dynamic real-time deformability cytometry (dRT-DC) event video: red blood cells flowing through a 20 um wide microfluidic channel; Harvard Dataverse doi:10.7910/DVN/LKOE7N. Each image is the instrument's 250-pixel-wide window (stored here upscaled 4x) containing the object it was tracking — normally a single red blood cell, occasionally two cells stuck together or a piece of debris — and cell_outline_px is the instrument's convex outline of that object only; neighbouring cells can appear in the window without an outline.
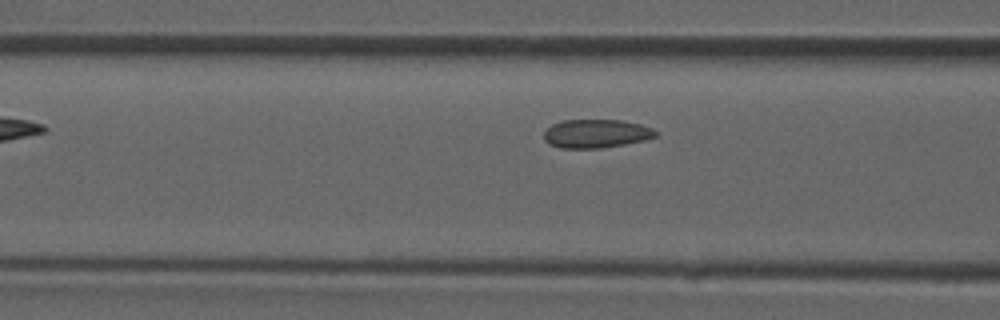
{"species": "common noctule bat (a hibernating species)", "species_latin": "Nyctalus noctula", "temperature_condition": "room temperature", "stored_images_in_passage": 34, "camera_frame_rate_fps": 3000, "um_per_image_px": 0.085, "animal": {"sex": "male", "forearm_length_mm": 52.5}, "frame": {"image": 1, "passage_image": 6, "time_ms": 1.667, "image_size_px": [1000, 320], "cell_outline_px": [[656, 136], [644, 140], [624, 144], [600, 148], [560, 148], [548, 144], [544, 140], [544, 132], [552, 124], [564, 120], [620, 120], [640, 124], [652, 128], [656, 132]], "centroid_in_image_um": [50.63, 11.36], "position_along_channel_um": 116.0, "area_um2": 18.5}}
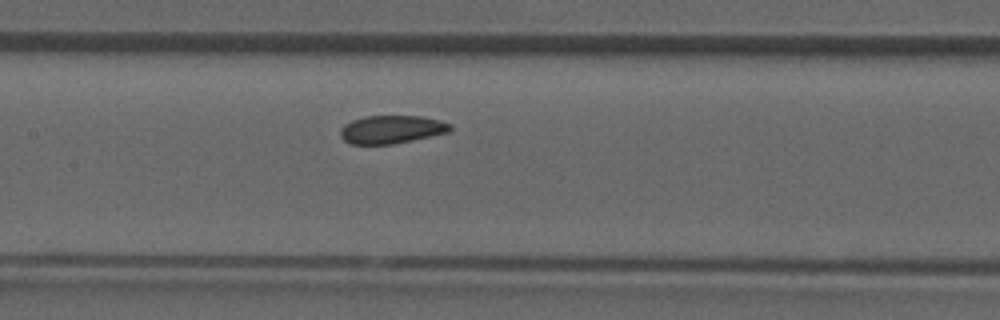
{"frame": {"image": 2, "passage_image": 10, "time_ms": 3.0, "image_size_px": [1000, 320], "cell_outline_px": [[452, 128], [448, 132], [412, 140], [392, 144], [348, 144], [340, 136], [340, 128], [344, 124], [352, 120], [364, 116], [424, 116], [440, 120], [452, 124]], "centroid_in_image_um": [33.26, 10.99], "position_along_channel_um": 174.1, "area_um2": 18.09}}